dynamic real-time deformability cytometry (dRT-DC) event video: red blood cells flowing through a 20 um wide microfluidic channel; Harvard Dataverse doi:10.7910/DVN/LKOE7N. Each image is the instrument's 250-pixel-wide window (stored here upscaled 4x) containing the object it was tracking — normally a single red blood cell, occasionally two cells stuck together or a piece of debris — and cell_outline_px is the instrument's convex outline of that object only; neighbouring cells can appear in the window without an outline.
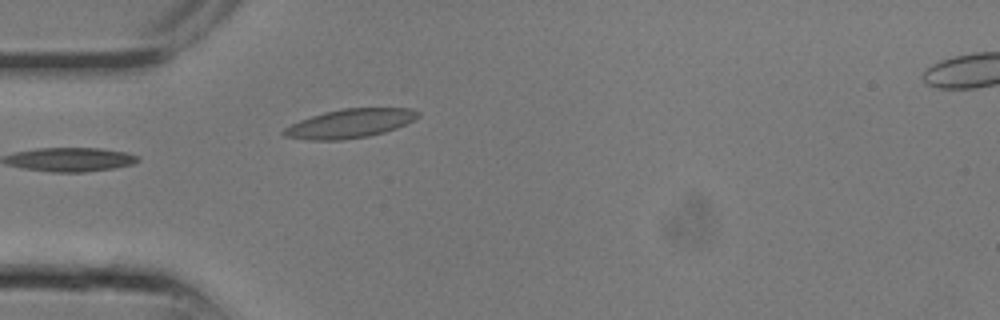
{"species": "common noctule bat (a hibernating species)", "species_latin": "Nyctalus noctula", "temperature_condition": "room temperature", "stored_images_in_passage": 9, "camera_frame_rate_fps": 3000, "um_per_image_px": 0.085, "animal": {"sex": "male", "body_mass_g": 13.3}, "frame": {"image": 1, "passage_image": 1, "time_ms": 0.0, "image_size_px": [1000, 320], "cell_outline_px": [[420, 116], [416, 120], [396, 128], [384, 132], [368, 136], [344, 140], [308, 140], [284, 136], [280, 132], [284, 128], [300, 120], [324, 112], [344, 108], [412, 108], [420, 112]], "centroid_in_image_um": [29.77, 10.49], "position_along_channel_um": 55.2, "area_um2": 22.72}}
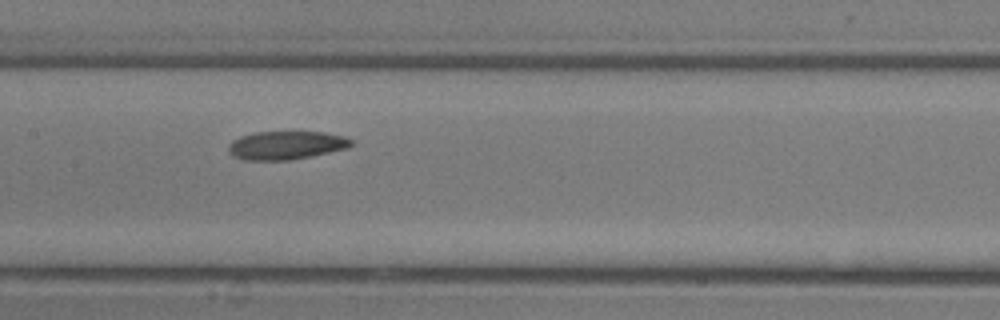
{"frame": {"image": 2, "passage_image": 6, "time_ms": 1.667, "image_size_px": [1000, 320], "cell_outline_px": [[352, 144], [348, 148], [288, 160], [244, 160], [232, 156], [228, 152], [228, 144], [232, 140], [240, 136], [256, 132], [324, 132], [344, 136], [352, 140]], "centroid_in_image_um": [24.27, 12.34], "position_along_channel_um": 183.1, "area_um2": 20.23}}
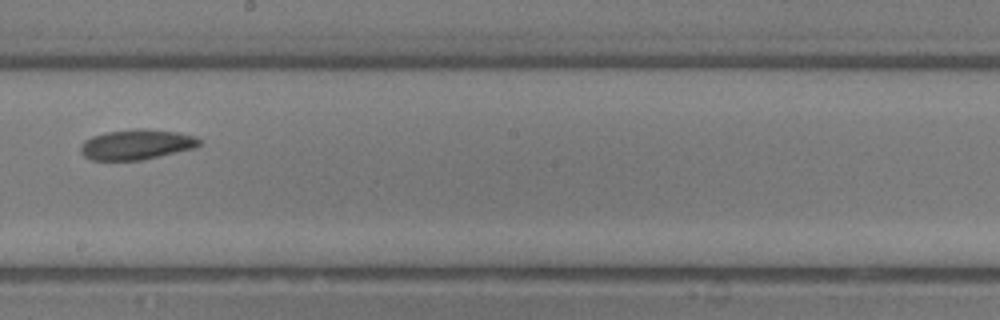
{"frame": {"image": 3, "passage_image": 8, "time_ms": 2.333, "image_size_px": [1000, 320], "cell_outline_px": [[200, 144], [196, 148], [144, 160], [92, 160], [84, 156], [80, 152], [80, 144], [84, 140], [92, 136], [104, 132], [140, 128], [144, 128], [180, 132], [196, 136], [200, 140]], "centroid_in_image_um": [11.62, 12.28], "position_along_channel_um": 236.6, "area_um2": 21.27}}